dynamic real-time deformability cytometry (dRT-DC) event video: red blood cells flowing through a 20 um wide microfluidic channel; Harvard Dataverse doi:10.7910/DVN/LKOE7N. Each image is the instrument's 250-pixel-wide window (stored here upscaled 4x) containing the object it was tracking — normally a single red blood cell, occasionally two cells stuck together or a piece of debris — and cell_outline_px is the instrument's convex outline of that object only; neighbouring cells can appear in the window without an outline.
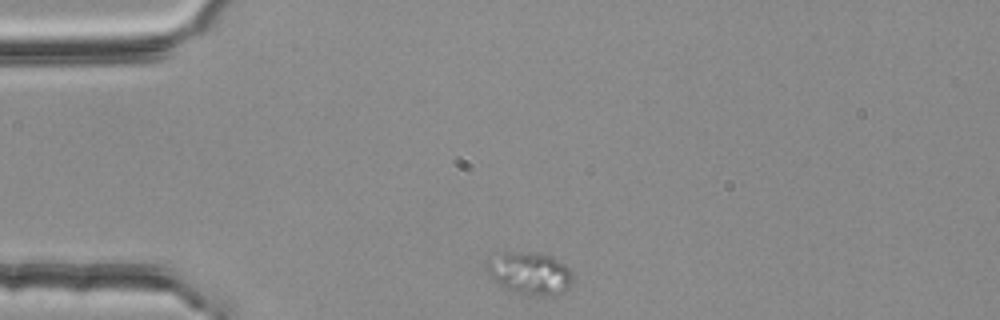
{"species": "common noctule bat (a hibernating species)", "species_latin": "Nyctalus noctula", "temperature_condition": "room temperature", "stored_images_in_passage": 35, "camera_frame_rate_fps": 3000, "um_per_image_px": 0.085, "animal": {"sex": "female", "body_mass_g": 25.1}, "frame": {"image": 1, "passage_image": 1, "time_ms": 0.0, "image_size_px": [1000, 320], "cell_outline_px": [[572, 284], [564, 292], [552, 296], [528, 296], [508, 292], [492, 280], [488, 276], [484, 268], [484, 264], [488, 260], [504, 252], [540, 252], [552, 256], [564, 264], [572, 272]], "centroid_in_image_um": [44.99, 23.26], "position_along_channel_um": 40.0, "area_um2": 22.14}}